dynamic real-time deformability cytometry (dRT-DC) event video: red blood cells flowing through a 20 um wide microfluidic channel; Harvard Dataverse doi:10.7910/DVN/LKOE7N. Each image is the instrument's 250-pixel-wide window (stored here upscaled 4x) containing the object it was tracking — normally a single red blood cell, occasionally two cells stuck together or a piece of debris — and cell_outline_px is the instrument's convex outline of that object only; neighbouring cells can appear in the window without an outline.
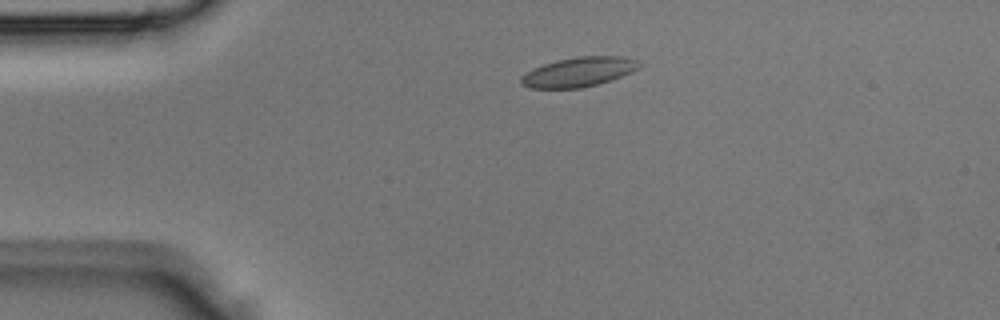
{"species": "Egyptian fruit bat (a non-hibernating species)", "species_latin": "Rousettus aegyptiacus", "temperature_condition": "room temperature", "stored_images_in_passage": 3, "camera_frame_rate_fps": 3000, "um_per_image_px": 0.085, "animal": {"sex": "male"}, "frame": {"image": 1, "passage_image": 2, "time_ms": 0.333, "image_size_px": [1000, 320], "cell_outline_px": [[640, 68], [632, 72], [596, 84], [580, 88], [528, 88], [520, 84], [520, 76], [544, 64], [556, 60], [576, 56], [624, 56], [636, 60], [640, 64]], "centroid_in_image_um": [49.18, 6.11], "position_along_channel_um": 35.8, "area_um2": 20.17}}